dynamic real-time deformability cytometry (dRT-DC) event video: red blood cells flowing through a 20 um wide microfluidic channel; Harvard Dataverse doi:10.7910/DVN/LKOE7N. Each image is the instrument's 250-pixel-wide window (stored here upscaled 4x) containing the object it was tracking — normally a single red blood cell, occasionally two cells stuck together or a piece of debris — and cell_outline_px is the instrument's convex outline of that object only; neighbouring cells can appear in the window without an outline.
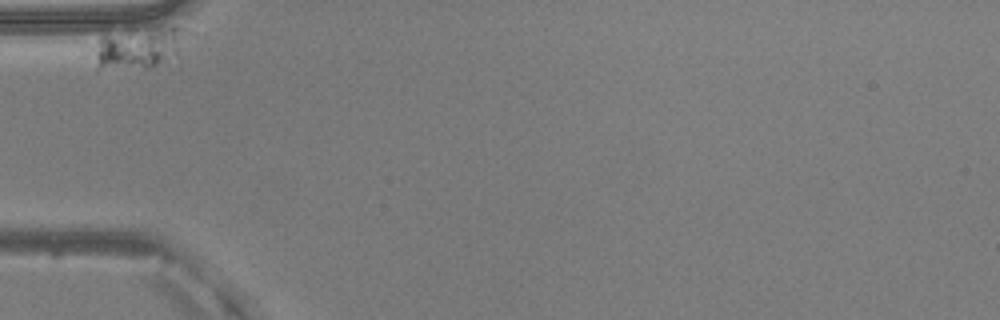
{"species": "common noctule bat (a hibernating species)", "species_latin": "Nyctalus noctula", "temperature_condition": "warm", "stored_images_in_passage": 32, "camera_frame_rate_fps": 3000, "um_per_image_px": 0.085, "animal": {"sex": "male", "body_mass_g": 20.5, "forearm_length_mm": 52.5}, "frame": {"image": 1, "passage_image": 1, "time_ms": 0.0, "image_size_px": [1000, 320], "cell_outline_px": [[184, 28], [176, 56], [152, 68], [96, 72], [96, 52], [100, 40], [104, 36], [172, 28]], "centroid_in_image_um": [11.69, 4.23], "position_along_channel_um": 73.3, "area_um2": 20.92}}
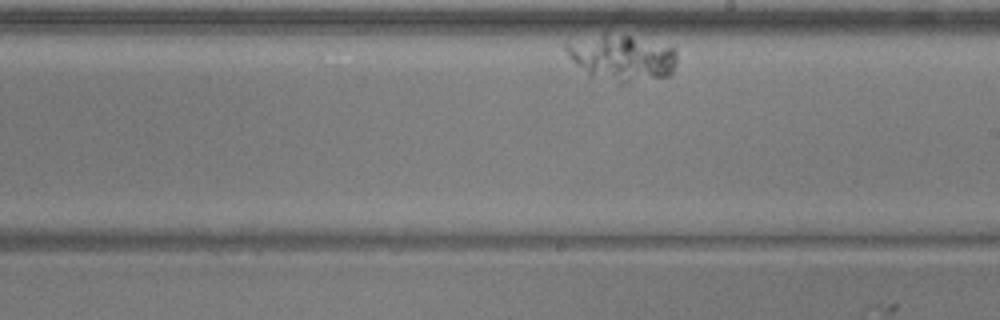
{"frame": {"image": 2, "passage_image": 19, "time_ms": 6.0, "image_size_px": [1000, 320], "cell_outline_px": [[676, 64], [672, 72], [668, 76], [624, 84], [616, 84], [588, 76], [568, 56], [564, 48], [564, 44], [604, 36], [632, 36], [676, 48]], "centroid_in_image_um": [52.91, 4.99], "position_along_channel_um": 236.1, "area_um2": 29.42}}
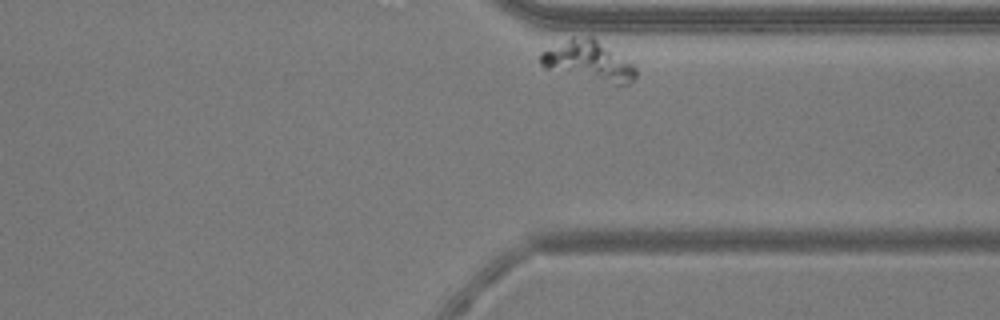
{"frame": {"image": 3, "passage_image": 32, "time_ms": 10.333, "image_size_px": [1000, 320], "cell_outline_px": [[636, 76], [628, 84], [612, 84], [544, 68], [540, 64], [540, 52], [572, 36], [592, 36], [632, 64], [636, 68]], "centroid_in_image_um": [49.99, 5.16], "position_along_channel_um": 361.4, "area_um2": 21.85}}